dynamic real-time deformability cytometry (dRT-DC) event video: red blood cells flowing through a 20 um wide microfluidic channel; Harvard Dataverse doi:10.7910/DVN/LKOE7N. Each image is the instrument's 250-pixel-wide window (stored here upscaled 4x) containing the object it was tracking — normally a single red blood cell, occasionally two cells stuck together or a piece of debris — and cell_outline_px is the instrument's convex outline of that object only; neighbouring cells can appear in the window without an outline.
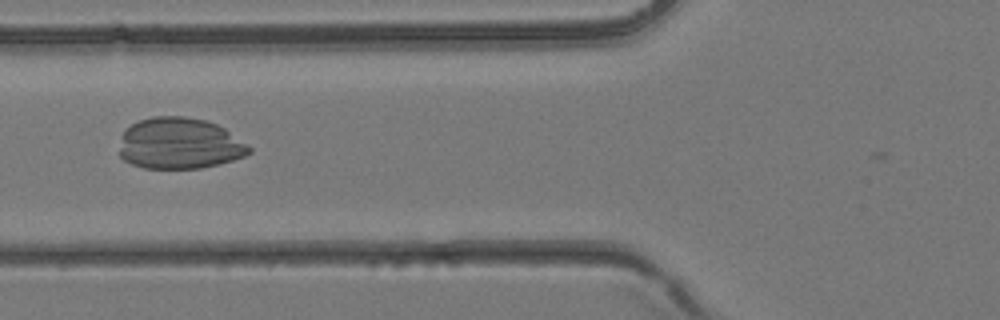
{"species": "common noctule bat (a hibernating species)", "species_latin": "Nyctalus noctula", "temperature_condition": "room temperature", "stored_images_in_passage": 4, "camera_frame_rate_fps": 3000, "um_per_image_px": 0.085, "animal": {"sex": "female", "body_mass_g": 24.6, "forearm_length_mm": 56.2}, "frame": {"image": 1, "passage_image": 4, "time_ms": 1.0, "image_size_px": [1000, 320], "cell_outline_px": [[252, 152], [244, 156], [232, 160], [200, 168], [144, 168], [132, 164], [124, 160], [120, 156], [120, 148], [124, 132], [132, 124], [140, 120], [152, 116], [184, 116], [204, 120], [216, 124], [224, 128], [248, 144], [252, 148]], "centroid_in_image_um": [15.28, 12.19], "position_along_channel_um": 110.5, "area_um2": 38.55}}